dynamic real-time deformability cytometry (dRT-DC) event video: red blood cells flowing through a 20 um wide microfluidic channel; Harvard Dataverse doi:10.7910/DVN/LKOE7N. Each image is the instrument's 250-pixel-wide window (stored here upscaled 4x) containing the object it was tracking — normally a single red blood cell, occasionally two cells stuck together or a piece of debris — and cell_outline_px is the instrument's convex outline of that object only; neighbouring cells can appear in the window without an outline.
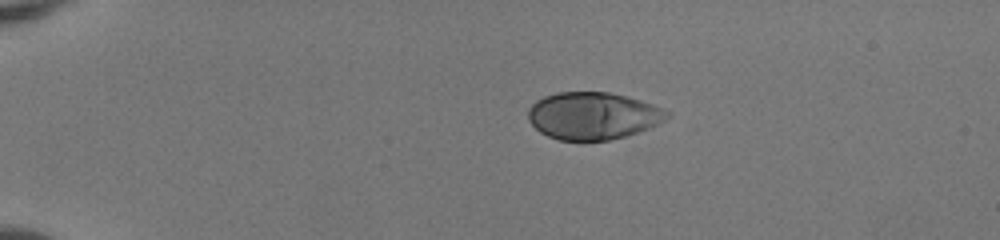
{"species": "human", "species_latin": "Homo sapiens", "temperature_condition": "room temperature", "stored_images_in_passage": 41, "camera_frame_rate_fps": 3000, "um_per_image_px": 0.085, "donor": {"sex": "female"}, "frame": {"image": 1, "passage_image": 1, "time_ms": 0.0, "image_size_px": [1000, 240], "cell_outline_px": [[672, 116], [648, 128], [624, 136], [608, 140], [560, 140], [548, 136], [540, 132], [528, 120], [528, 108], [536, 100], [544, 96], [556, 92], [608, 92], [640, 100], [664, 108], [672, 112]], "centroid_in_image_um": [50.4, 9.83], "position_along_channel_um": 34.6, "area_um2": 38.21}}
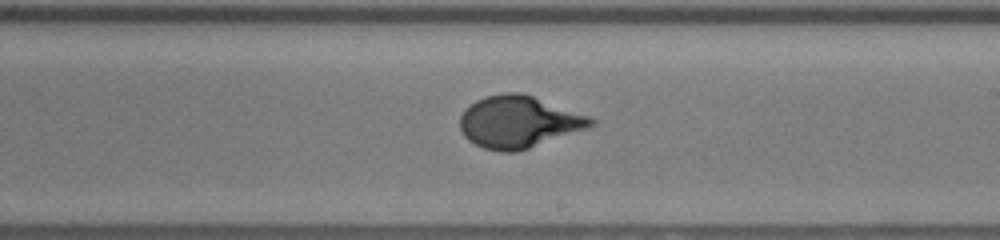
{"frame": {"image": 2, "passage_image": 22, "time_ms": 7.0, "image_size_px": [1000, 240], "cell_outline_px": [[596, 124], [528, 148], [516, 152], [500, 152], [484, 148], [468, 140], [464, 136], [460, 128], [460, 116], [464, 108], [476, 100], [484, 96], [504, 92], [520, 92], [532, 96], [588, 116], [596, 120]], "centroid_in_image_um": [44.01, 10.35], "position_along_channel_um": 245.0, "area_um2": 39.19}}
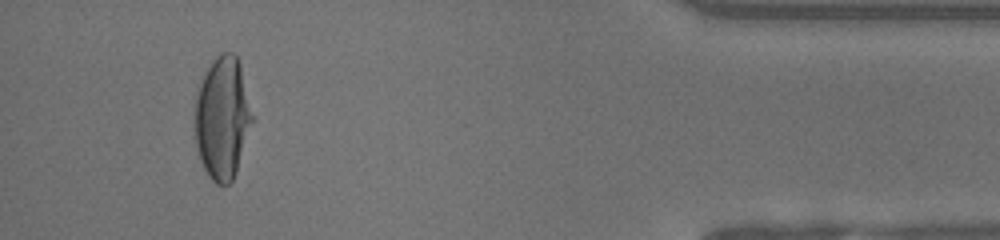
{"frame": {"image": 3, "passage_image": 38, "time_ms": 12.333, "image_size_px": [1000, 240], "cell_outline_px": [[256, 116], [232, 180], [228, 184], [216, 184], [208, 176], [200, 160], [196, 144], [192, 120], [192, 100], [196, 88], [200, 80], [212, 60], [216, 56], [224, 52], [232, 52], [236, 56], [240, 64]], "centroid_in_image_um": [18.88, 9.97], "position_along_channel_um": 416.3, "area_um2": 42.48}, "authors_computed_cell_mechanics": {"area_um2": 38.7838, "velocity_mm_per_s": 4.099, "shape_relaxation_time_tau1_ms": 4.0739, "shape_relaxation_time_tau2_ms": null, "deformation_change_tau1": 0.2327, "deformation_change_tau2": null}}